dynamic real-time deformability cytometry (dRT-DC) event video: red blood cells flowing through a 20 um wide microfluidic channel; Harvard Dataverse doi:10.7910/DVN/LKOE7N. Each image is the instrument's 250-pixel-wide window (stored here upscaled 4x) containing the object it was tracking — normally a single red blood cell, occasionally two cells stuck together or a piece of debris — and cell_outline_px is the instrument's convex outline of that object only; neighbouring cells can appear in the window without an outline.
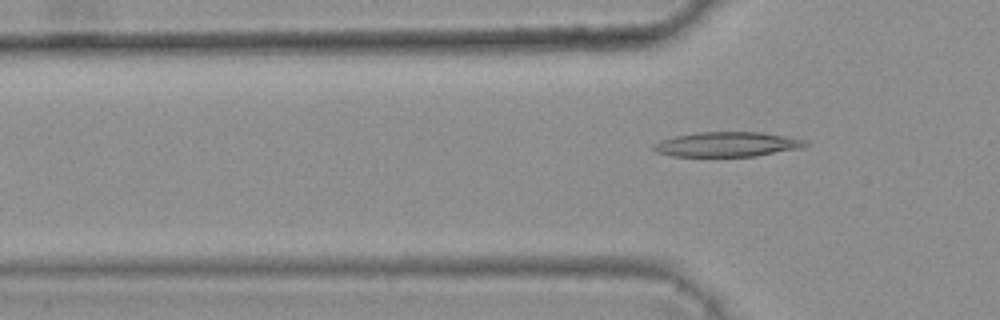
{"species": "common noctule bat (a hibernating species)", "species_latin": "Nyctalus noctula", "temperature_condition": "warm", "stored_images_in_passage": 5, "camera_frame_rate_fps": 3000, "um_per_image_px": 0.085, "animal": {"sex": "female", "body_mass_g": 25.1}, "frame": {"image": 1, "passage_image": 5, "time_ms": 1.333, "image_size_px": [1000, 320], "cell_outline_px": [[808, 144], [800, 148], [756, 156], [672, 156], [656, 152], [652, 148], [652, 144], [660, 140], [676, 136], [700, 132], [760, 132], [784, 136], [804, 140]], "centroid_in_image_um": [61.75, 12.27], "position_along_channel_um": 64.0, "area_um2": 21.68}}